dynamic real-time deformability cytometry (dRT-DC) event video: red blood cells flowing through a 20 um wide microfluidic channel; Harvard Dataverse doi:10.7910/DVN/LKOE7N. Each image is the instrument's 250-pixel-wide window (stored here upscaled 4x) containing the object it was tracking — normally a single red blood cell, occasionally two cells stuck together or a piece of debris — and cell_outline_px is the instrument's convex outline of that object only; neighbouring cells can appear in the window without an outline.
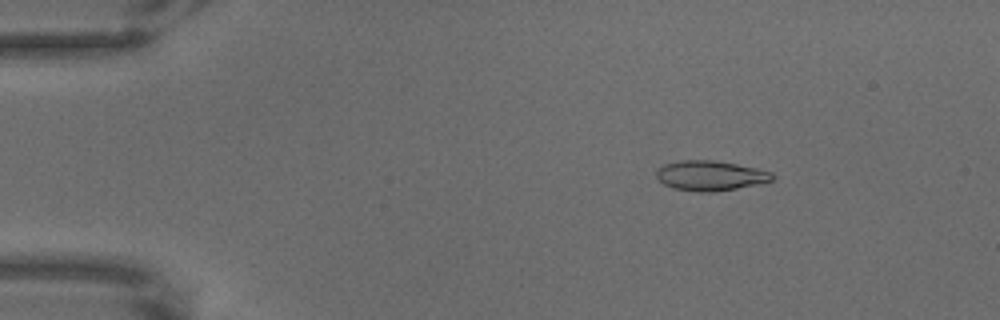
{"species": "common noctule bat (a hibernating species)", "species_latin": "Nyctalus noctula", "temperature_condition": "warm", "stored_images_in_passage": 60, "camera_frame_rate_fps": 3000, "um_per_image_px": 0.085, "animal": {"sex": "male", "body_mass_g": 18.8}, "frame": {"image": 1, "passage_image": 5, "time_ms": 1.333, "image_size_px": [1000, 320], "cell_outline_px": [[776, 176], [772, 180], [760, 184], [712, 192], [700, 192], [672, 188], [664, 184], [656, 176], [656, 168], [664, 164], [680, 160], [712, 160], [736, 164], [756, 168], [772, 172]], "centroid_in_image_um": [60.37, 14.92], "position_along_channel_um": 24.6, "area_um2": 20.29}}
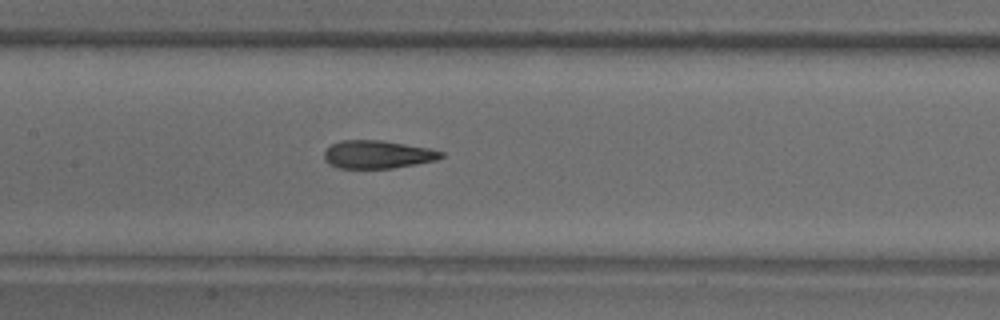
{"frame": {"image": 2, "passage_image": 27, "time_ms": 8.667, "image_size_px": [1000, 320], "cell_outline_px": [[444, 156], [436, 160], [416, 164], [392, 168], [336, 168], [328, 164], [324, 160], [324, 152], [332, 144], [340, 140], [380, 140], [432, 148], [444, 152]], "centroid_in_image_um": [32.1, 13.13], "position_along_channel_um": 175.3, "area_um2": 19.25}}
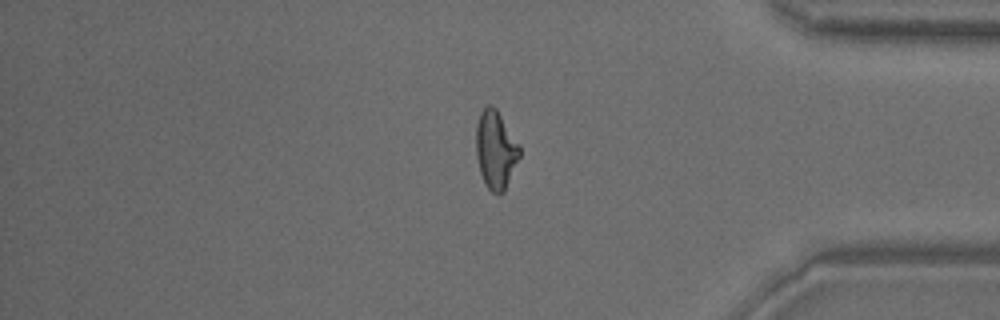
{"frame": {"image": 3, "passage_image": 50, "time_ms": 16.333, "image_size_px": [1000, 320], "cell_outline_px": [[520, 156], [504, 192], [496, 196], [488, 188], [480, 172], [476, 156], [476, 124], [480, 112], [488, 104], [492, 104], [496, 108], [520, 144]], "centroid_in_image_um": [42.13, 12.72], "position_along_channel_um": 393.1, "area_um2": 20.0}}